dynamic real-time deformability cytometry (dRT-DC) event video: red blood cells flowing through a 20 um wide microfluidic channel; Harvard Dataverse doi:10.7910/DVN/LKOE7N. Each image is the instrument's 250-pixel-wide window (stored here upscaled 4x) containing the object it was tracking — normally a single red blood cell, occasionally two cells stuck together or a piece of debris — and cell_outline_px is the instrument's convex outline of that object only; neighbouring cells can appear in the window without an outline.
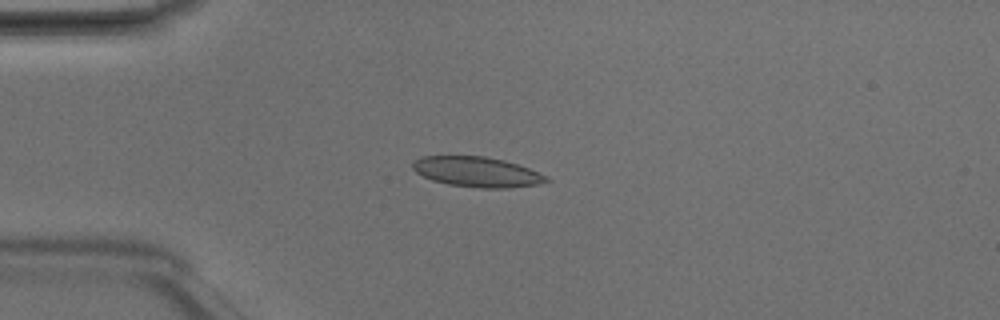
{"species": "Egyptian fruit bat (a non-hibernating species)", "species_latin": "Rousettus aegyptiacus", "temperature_condition": "room temperature", "stored_images_in_passage": 5, "camera_frame_rate_fps": 3000, "um_per_image_px": 0.085, "animal": {"sex": "male"}, "frame": {"image": 1, "passage_image": 4, "time_ms": 1.0, "image_size_px": [1000, 320], "cell_outline_px": [[552, 180], [536, 184], [508, 188], [480, 188], [448, 184], [432, 180], [416, 172], [412, 168], [412, 164], [420, 156], [484, 156], [504, 160], [528, 168], [548, 176]], "centroid_in_image_um": [40.54, 14.61], "position_along_channel_um": 44.5, "area_um2": 23.35}}